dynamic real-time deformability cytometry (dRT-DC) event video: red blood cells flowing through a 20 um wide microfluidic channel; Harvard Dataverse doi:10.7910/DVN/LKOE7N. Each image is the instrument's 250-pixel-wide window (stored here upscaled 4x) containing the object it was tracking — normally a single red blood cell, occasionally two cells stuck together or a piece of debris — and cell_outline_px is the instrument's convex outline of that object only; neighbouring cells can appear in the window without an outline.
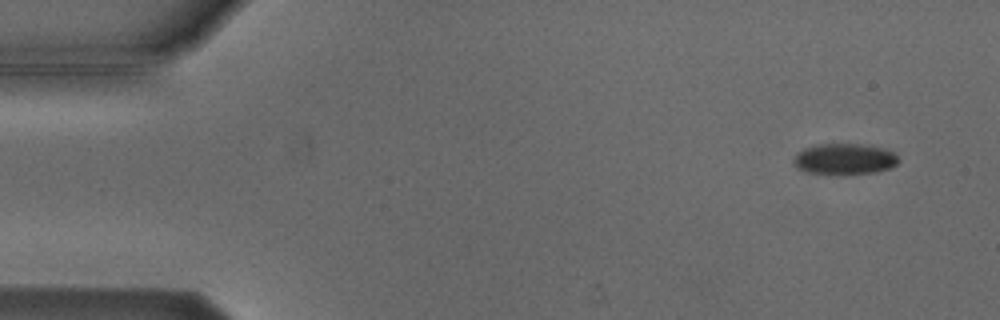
{"species": "Egyptian fruit bat (a non-hibernating species)", "species_latin": "Rousettus aegyptiacus", "temperature_condition": "cold", "stored_images_in_passage": 6, "camera_frame_rate_fps": 3000, "um_per_image_px": 0.085, "animal": {"sex": "male"}, "frame": {"image": 1, "passage_image": 2, "time_ms": 1.0, "image_size_px": [1000, 320], "cell_outline_px": [[900, 160], [892, 168], [876, 172], [840, 176], [808, 172], [796, 168], [792, 160], [796, 152], [804, 148], [820, 144], [860, 144], [884, 148], [892, 152]], "centroid_in_image_um": [71.76, 13.54], "position_along_channel_um": 13.2, "area_um2": 19.42}}
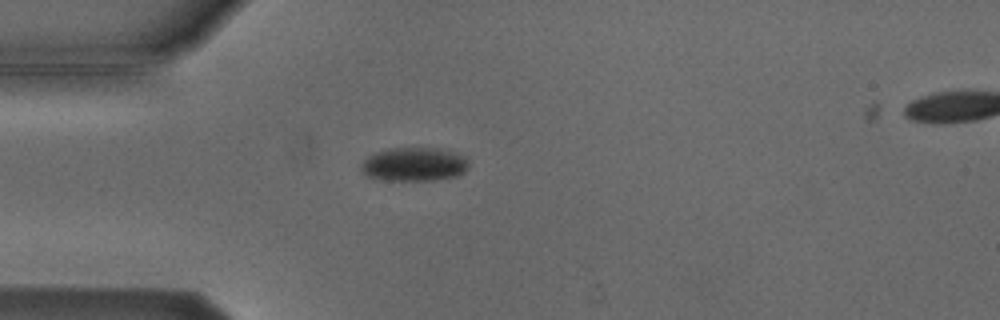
{"frame": {"image": 2, "passage_image": 5, "time_ms": 4.667, "image_size_px": [1000, 320], "cell_outline_px": [[468, 168], [464, 172], [456, 176], [432, 180], [384, 180], [368, 176], [360, 168], [360, 164], [368, 156], [376, 152], [388, 148], [440, 148], [456, 152], [464, 156], [468, 160]], "centroid_in_image_um": [35.21, 13.95], "position_along_channel_um": 49.8, "area_um2": 21.21}}